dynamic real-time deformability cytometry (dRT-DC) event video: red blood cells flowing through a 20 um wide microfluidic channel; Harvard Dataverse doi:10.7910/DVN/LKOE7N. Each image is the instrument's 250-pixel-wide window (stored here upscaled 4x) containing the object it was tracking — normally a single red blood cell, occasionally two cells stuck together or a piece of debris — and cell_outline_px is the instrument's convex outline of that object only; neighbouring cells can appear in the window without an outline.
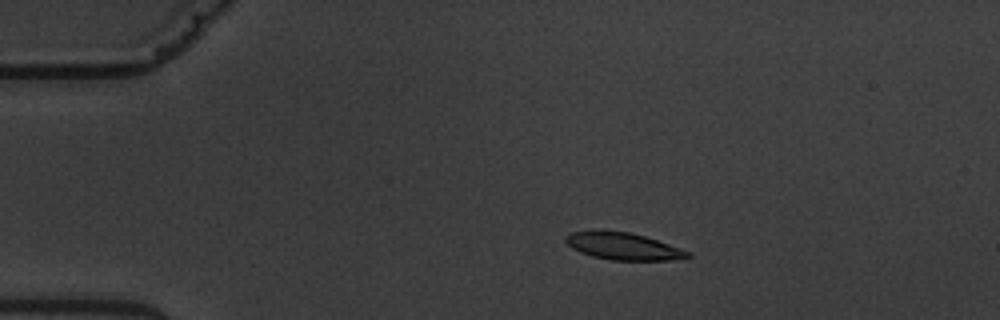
{"species": "common noctule bat (a hibernating species)", "species_latin": "Nyctalus noctula", "temperature_condition": "warm", "stored_images_in_passage": 4, "camera_frame_rate_fps": 3000, "um_per_image_px": 0.085, "animal": {"sex": "male", "body_mass_g": 19.5, "forearm_length_mm": 54.6}, "frame": {"image": 1, "passage_image": 2, "time_ms": 1.333, "image_size_px": [1000, 320], "cell_outline_px": [[692, 256], [668, 260], [612, 260], [592, 256], [580, 252], [572, 248], [564, 240], [564, 236], [572, 232], [628, 232], [644, 236], [692, 252]], "centroid_in_image_um": [52.99, 20.95], "position_along_channel_um": 32.0, "area_um2": 18.73}}